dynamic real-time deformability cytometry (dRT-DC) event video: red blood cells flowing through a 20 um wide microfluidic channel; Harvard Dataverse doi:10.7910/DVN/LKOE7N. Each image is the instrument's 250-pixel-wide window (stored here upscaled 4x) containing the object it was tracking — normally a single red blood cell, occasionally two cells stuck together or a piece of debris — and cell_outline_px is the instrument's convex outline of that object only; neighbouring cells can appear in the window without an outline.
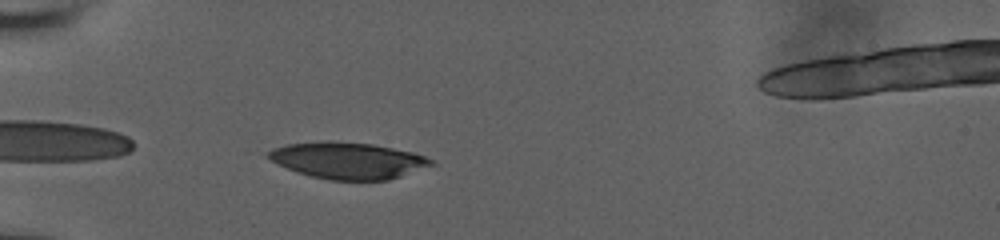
{"species": "human", "species_latin": "Homo sapiens", "temperature_condition": "room temperature", "stored_images_in_passage": 39, "camera_frame_rate_fps": 3000, "um_per_image_px": 0.085, "donor": {"sex": "male"}, "frame": {"image": 1, "passage_image": 2, "time_ms": 0.333, "image_size_px": [1000, 240], "cell_outline_px": [[436, 164], [388, 180], [332, 180], [312, 176], [296, 172], [272, 160], [264, 152], [272, 148], [288, 144], [328, 140], [332, 140], [372, 144], [412, 152], [436, 160]], "centroid_in_image_um": [29.58, 13.63], "position_along_channel_um": 55.4, "area_um2": 34.62}}
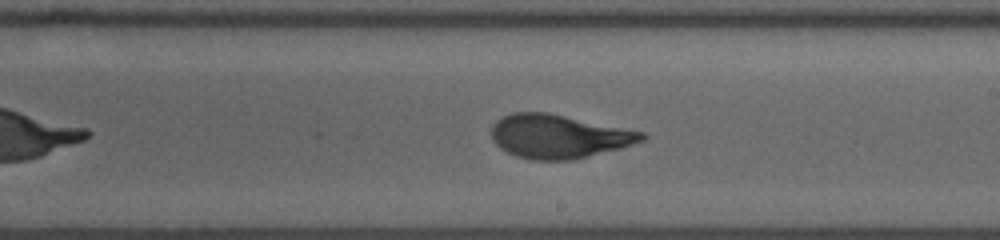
{"frame": {"image": 2, "passage_image": 18, "time_ms": 5.667, "image_size_px": [1000, 240], "cell_outline_px": [[648, 136], [644, 140], [620, 148], [572, 160], [532, 160], [516, 156], [500, 148], [492, 140], [492, 124], [496, 120], [512, 112], [548, 112], [644, 132]], "centroid_in_image_um": [47.47, 11.59], "position_along_channel_um": 241.5, "area_um2": 38.21}}
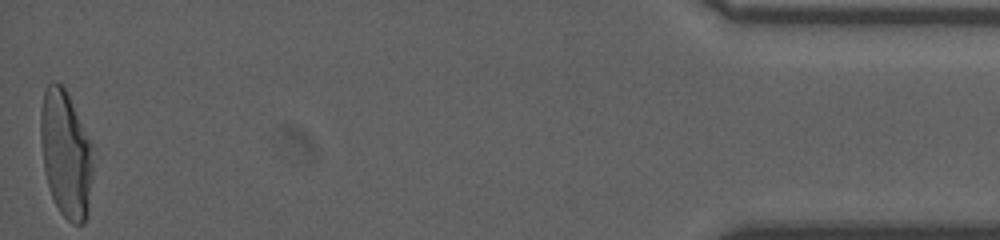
{"frame": {"image": 3, "passage_image": 39, "time_ms": 12.667, "image_size_px": [1000, 240], "cell_outline_px": [[92, 176], [88, 216], [84, 224], [72, 224], [60, 212], [52, 196], [48, 184], [44, 168], [40, 136], [40, 112], [44, 92], [48, 84], [52, 80], [56, 80], [64, 88], [92, 144]], "centroid_in_image_um": [5.6, 13.11], "position_along_channel_um": 429.6, "area_um2": 38.61}, "authors_computed_cell_mechanics": {"area_um2": 38.0902, "velocity_mm_per_s": 3.85, "shape_relaxation_time_tau1_ms": 4.8325, "shape_relaxation_time_tau2_ms": 0.6927, "deformation_change_tau1": 0.2103, "deformation_change_tau2": 0.0655}}